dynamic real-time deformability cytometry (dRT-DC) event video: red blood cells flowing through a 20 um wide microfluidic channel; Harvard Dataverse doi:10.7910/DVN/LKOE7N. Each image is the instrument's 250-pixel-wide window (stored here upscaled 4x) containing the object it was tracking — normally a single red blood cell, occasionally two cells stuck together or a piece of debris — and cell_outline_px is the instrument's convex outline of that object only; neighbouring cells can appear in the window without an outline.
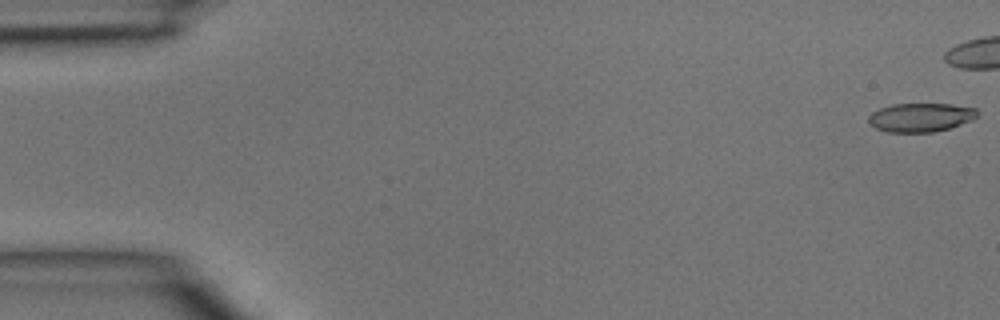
{"species": "common noctule bat (a hibernating species)", "species_latin": "Nyctalus noctula", "temperature_condition": "room temperature", "stored_images_in_passage": 12, "camera_frame_rate_fps": 3000, "um_per_image_px": 0.085, "animal": {"sex": "male", "body_mass_g": 15.6}, "frame": {"image": 1, "passage_image": 1, "time_ms": 0.0, "image_size_px": [1000, 320], "cell_outline_px": [[980, 112], [972, 120], [948, 128], [932, 132], [888, 132], [876, 128], [868, 120], [868, 116], [872, 112], [880, 108], [892, 104], [952, 104], [976, 108]], "centroid_in_image_um": [78.26, 9.97], "position_along_channel_um": 6.7, "area_um2": 18.15}}